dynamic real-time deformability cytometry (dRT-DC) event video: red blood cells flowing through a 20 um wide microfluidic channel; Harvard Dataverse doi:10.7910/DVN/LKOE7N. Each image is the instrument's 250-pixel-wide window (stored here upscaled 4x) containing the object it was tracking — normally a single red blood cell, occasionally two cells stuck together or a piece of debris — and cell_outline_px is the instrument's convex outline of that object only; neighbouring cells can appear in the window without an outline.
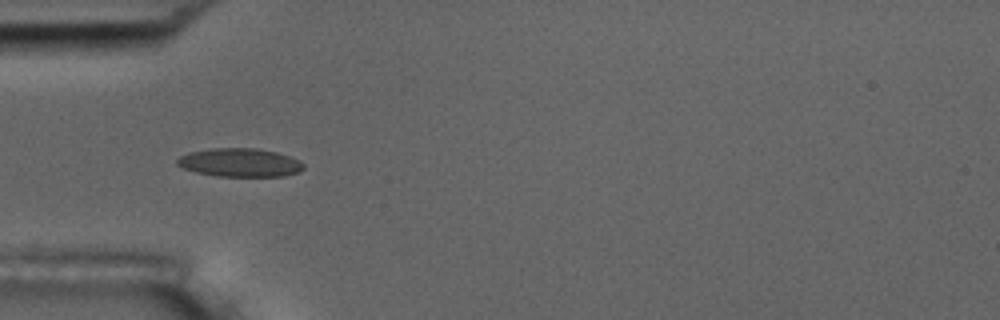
{"species": "common noctule bat (a hibernating species)", "species_latin": "Nyctalus noctula", "temperature_condition": "room temperature", "stored_images_in_passage": 5, "camera_frame_rate_fps": 3000, "um_per_image_px": 0.085, "animal": {"sex": "male", "body_mass_g": 17.5, "forearm_length_mm": 52.3}, "frame": {"image": 1, "passage_image": 4, "time_ms": 4.333, "image_size_px": [1000, 320], "cell_outline_px": [[304, 168], [296, 172], [284, 176], [216, 176], [196, 172], [184, 168], [176, 164], [176, 160], [180, 156], [188, 152], [208, 148], [256, 148], [276, 152], [300, 160], [304, 164]], "centroid_in_image_um": [20.36, 13.81], "position_along_channel_um": 64.6, "area_um2": 20.98}}